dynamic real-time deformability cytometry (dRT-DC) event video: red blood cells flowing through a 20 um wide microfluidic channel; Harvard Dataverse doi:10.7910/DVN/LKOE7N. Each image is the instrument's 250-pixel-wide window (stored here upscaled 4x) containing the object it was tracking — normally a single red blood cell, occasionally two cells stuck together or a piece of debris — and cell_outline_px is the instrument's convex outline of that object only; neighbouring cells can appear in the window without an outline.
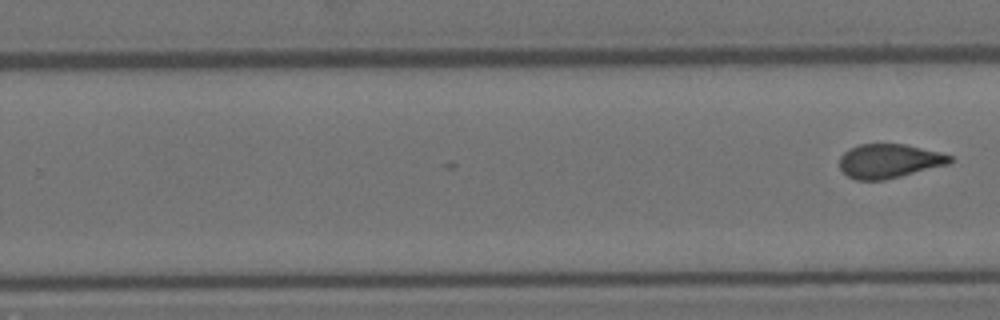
{"species": "Egyptian fruit bat (a non-hibernating species)", "species_latin": "Rousettus aegyptiacus", "temperature_condition": "room temperature", "stored_images_in_passage": 24, "camera_frame_rate_fps": 3000, "um_per_image_px": 0.085, "animal": {"sex": "female"}, "frame": {"image": 1, "passage_image": 24, "time_ms": 7.667, "image_size_px": [1000, 320], "cell_outline_px": [[956, 160], [948, 164], [884, 180], [856, 180], [848, 176], [840, 168], [840, 156], [848, 148], [860, 144], [904, 144], [940, 152], [952, 156]], "centroid_in_image_um": [75.58, 13.68], "position_along_channel_um": 254.2, "area_um2": 21.91}}